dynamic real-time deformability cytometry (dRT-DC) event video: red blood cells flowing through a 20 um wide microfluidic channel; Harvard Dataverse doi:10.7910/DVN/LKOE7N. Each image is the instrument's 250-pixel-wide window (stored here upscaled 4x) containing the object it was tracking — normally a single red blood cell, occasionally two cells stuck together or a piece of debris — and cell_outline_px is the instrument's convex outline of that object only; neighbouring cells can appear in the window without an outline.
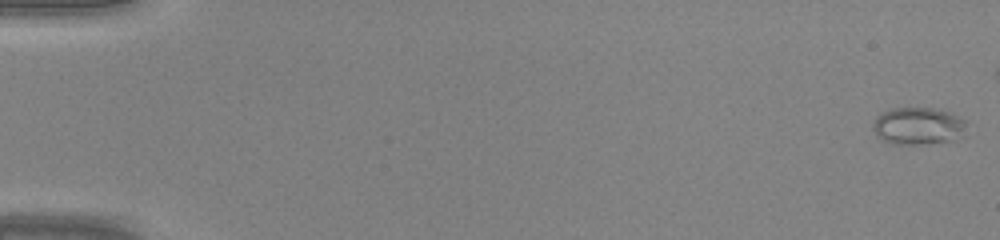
{"species": "common noctule bat (a hibernating species)", "species_latin": "Nyctalus noctula", "temperature_condition": "warm", "stored_images_in_passage": 41, "camera_frame_rate_fps": 3000, "um_per_image_px": 0.085, "animal": {"sex": "male", "body_mass_g": 20.0, "forearm_length_mm": 53.3}, "frame": {"image": 1, "passage_image": 1, "time_ms": 0.0, "image_size_px": [1000, 240], "cell_outline_px": [[968, 136], [952, 140], [924, 144], [892, 144], [876, 136], [872, 128], [872, 124], [876, 116], [880, 112], [892, 108], [936, 108], [952, 112], [968, 120]], "centroid_in_image_um": [78.13, 10.7], "position_along_channel_um": 6.9, "area_um2": 21.21}}
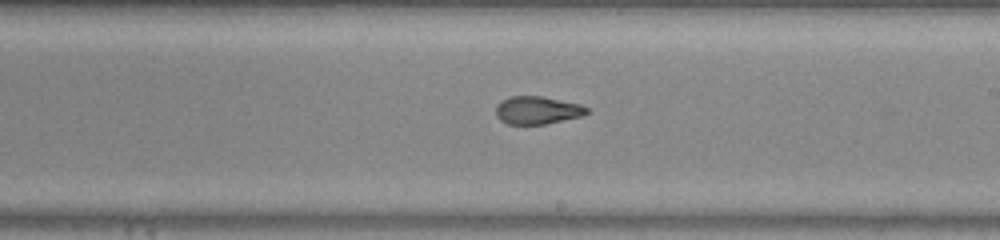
{"frame": {"image": 2, "passage_image": 28, "time_ms": 9.0, "image_size_px": [1000, 240], "cell_outline_px": [[588, 112], [580, 116], [544, 124], [508, 124], [500, 120], [496, 116], [496, 104], [500, 100], [508, 96], [540, 96], [580, 104], [588, 108]], "centroid_in_image_um": [45.61, 9.36], "position_along_channel_um": 243.4, "area_um2": 14.68}}
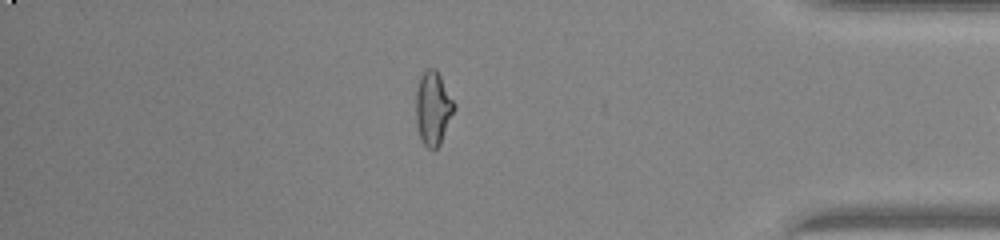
{"frame": {"image": 3, "passage_image": 40, "time_ms": 13.0, "image_size_px": [1000, 240], "cell_outline_px": [[456, 108], [440, 144], [432, 152], [424, 144], [420, 136], [416, 124], [416, 92], [420, 76], [428, 68], [436, 68], [456, 104]], "centroid_in_image_um": [36.82, 9.2], "position_along_channel_um": 398.4, "area_um2": 16.53}}